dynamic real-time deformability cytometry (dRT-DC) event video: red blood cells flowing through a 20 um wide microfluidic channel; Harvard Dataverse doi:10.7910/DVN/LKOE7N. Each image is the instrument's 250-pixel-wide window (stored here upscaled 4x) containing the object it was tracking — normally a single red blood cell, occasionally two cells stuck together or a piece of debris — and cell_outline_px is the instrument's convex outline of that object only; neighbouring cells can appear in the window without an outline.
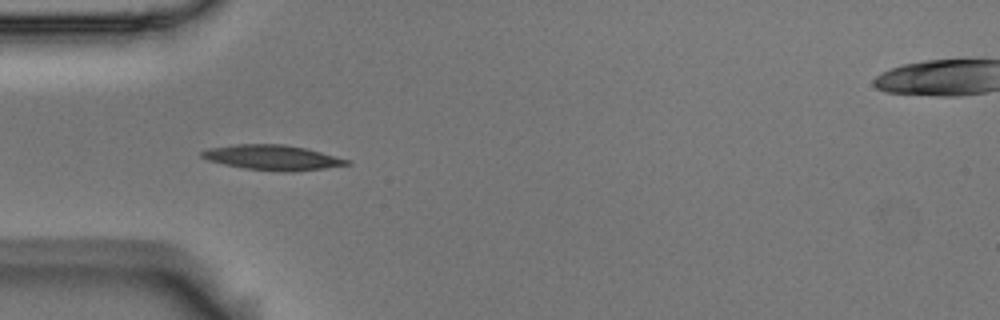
{"species": "Egyptian fruit bat (a non-hibernating species)", "species_latin": "Rousettus aegyptiacus", "temperature_condition": "room temperature", "stored_images_in_passage": 5, "camera_frame_rate_fps": 3000, "um_per_image_px": 0.085, "animal": {"sex": "male"}, "frame": {"image": 1, "passage_image": 4, "time_ms": 1.0, "image_size_px": [1000, 320], "cell_outline_px": [[352, 164], [324, 168], [292, 172], [284, 172], [244, 168], [224, 164], [208, 160], [200, 156], [200, 152], [208, 148], [236, 144], [284, 144], [308, 148], [352, 160]], "centroid_in_image_um": [23.21, 13.38], "position_along_channel_um": 61.8, "area_um2": 21.39}}
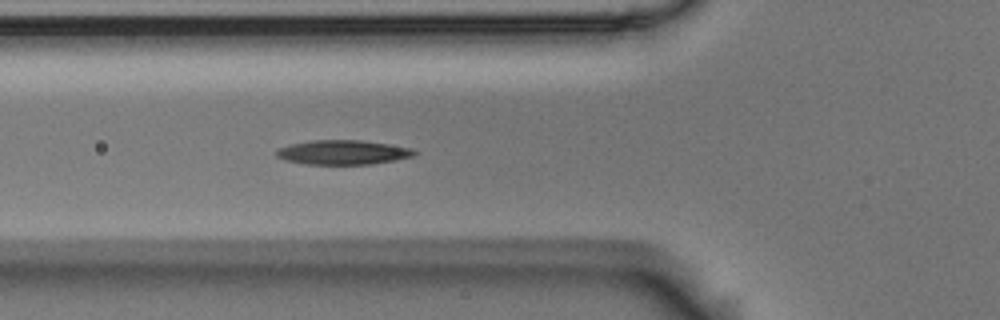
{"frame": {"image": 2, "passage_image": 5, "time_ms": 1.333, "image_size_px": [1000, 320], "cell_outline_px": [[420, 152], [416, 156], [396, 160], [372, 164], [304, 164], [284, 160], [276, 156], [276, 152], [280, 148], [292, 144], [312, 140], [360, 140], [388, 144], [412, 148]], "centroid_in_image_um": [29.21, 12.95], "position_along_channel_um": 96.6, "area_um2": 19.71}}